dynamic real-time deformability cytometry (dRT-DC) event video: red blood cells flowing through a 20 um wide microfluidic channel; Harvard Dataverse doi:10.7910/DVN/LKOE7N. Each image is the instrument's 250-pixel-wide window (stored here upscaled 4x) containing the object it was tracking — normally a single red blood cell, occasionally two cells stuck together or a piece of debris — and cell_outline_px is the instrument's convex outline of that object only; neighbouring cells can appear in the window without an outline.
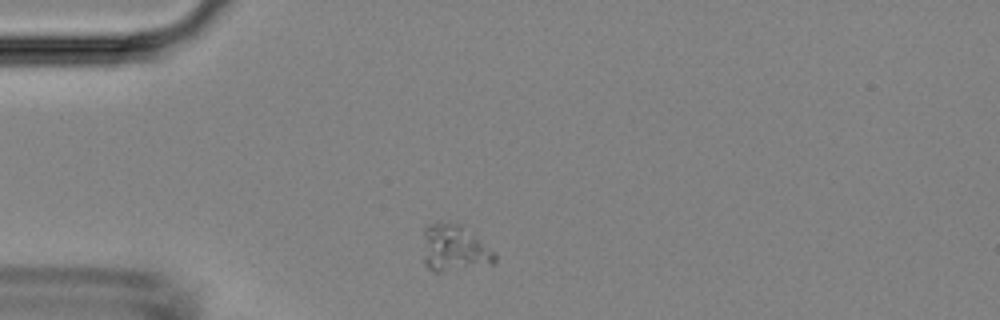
{"species": "Egyptian fruit bat (a non-hibernating species)", "species_latin": "Rousettus aegyptiacus", "temperature_condition": "room temperature", "stored_images_in_passage": 4, "camera_frame_rate_fps": 3000, "um_per_image_px": 0.085, "animal": {"sex": "female"}, "frame": {"image": 1, "passage_image": 1, "time_ms": 0.0, "image_size_px": [1000, 320], "cell_outline_px": [[496, 260], [492, 264], [440, 272], [432, 272], [424, 264], [424, 228], [428, 224], [448, 220], [464, 224], [496, 252]], "centroid_in_image_um": [38.63, 21.05], "position_along_channel_um": 46.4, "area_um2": 20.17}}
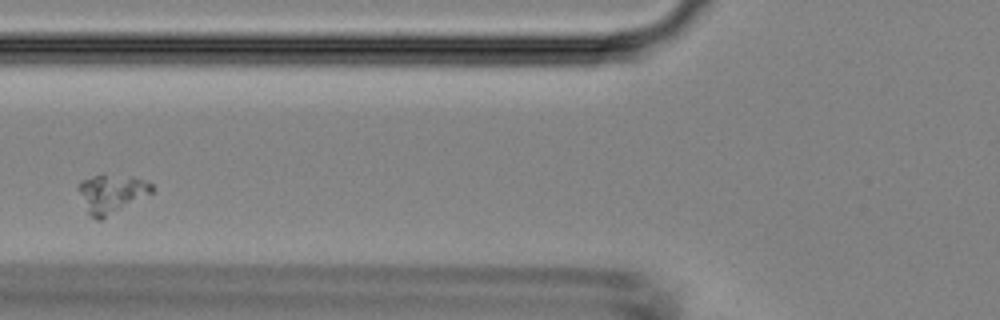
{"frame": {"image": 2, "passage_image": 3, "time_ms": 2.333, "image_size_px": [1000, 320], "cell_outline_px": [[156, 188], [152, 192], [104, 220], [96, 220], [88, 212], [76, 188], [76, 184], [100, 172], [132, 176], [148, 180]], "centroid_in_image_um": [9.49, 16.42], "position_along_channel_um": 116.3, "area_um2": 17.17}}